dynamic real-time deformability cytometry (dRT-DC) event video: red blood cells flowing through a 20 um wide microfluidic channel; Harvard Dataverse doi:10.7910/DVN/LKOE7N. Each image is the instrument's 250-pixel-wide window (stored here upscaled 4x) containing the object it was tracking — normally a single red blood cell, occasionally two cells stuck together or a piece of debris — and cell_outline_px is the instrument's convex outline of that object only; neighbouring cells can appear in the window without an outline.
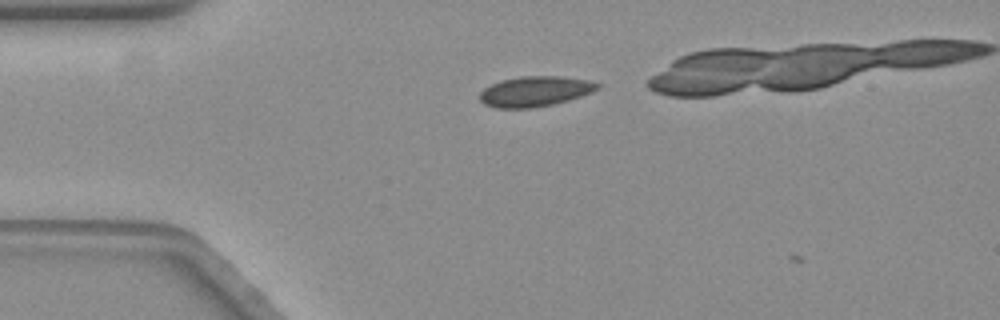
{"species": "common noctule bat (a hibernating species)", "species_latin": "Nyctalus noctula", "temperature_condition": "warm", "stored_images_in_passage": 3, "camera_frame_rate_fps": 3000, "um_per_image_px": 0.085, "animal": {"sex": "female", "body_mass_g": 19.3, "forearm_length_mm": 54.1}, "frame": {"image": 1, "passage_image": 2, "time_ms": 0.333, "image_size_px": [1000, 320], "cell_outline_px": [[600, 88], [592, 92], [568, 100], [552, 104], [532, 108], [496, 108], [484, 104], [480, 100], [480, 92], [484, 88], [500, 80], [520, 76], [560, 76], [592, 80], [600, 84]], "centroid_in_image_um": [45.49, 7.76], "position_along_channel_um": 39.5, "area_um2": 20.87}}